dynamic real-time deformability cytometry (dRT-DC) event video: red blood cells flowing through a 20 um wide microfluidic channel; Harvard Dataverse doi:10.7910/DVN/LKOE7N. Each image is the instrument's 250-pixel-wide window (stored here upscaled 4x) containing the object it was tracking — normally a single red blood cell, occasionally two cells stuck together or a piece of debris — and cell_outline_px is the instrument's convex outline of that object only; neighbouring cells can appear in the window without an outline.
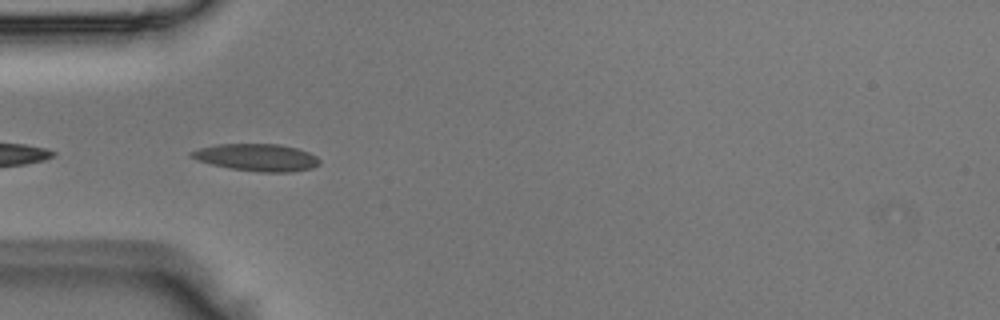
{"species": "Egyptian fruit bat (a non-hibernating species)", "species_latin": "Rousettus aegyptiacus", "temperature_condition": "room temperature", "stored_images_in_passage": 7, "camera_frame_rate_fps": 3000, "um_per_image_px": 0.085, "animal": {"sex": "male"}, "frame": {"image": 1, "passage_image": 1, "time_ms": 0.0, "image_size_px": [1000, 320], "cell_outline_px": [[320, 164], [312, 168], [292, 172], [260, 172], [228, 168], [212, 164], [188, 156], [188, 152], [200, 148], [216, 144], [280, 144], [296, 148], [308, 152], [316, 156], [320, 160]], "centroid_in_image_um": [21.84, 13.38], "position_along_channel_um": 63.2, "area_um2": 20.35}}
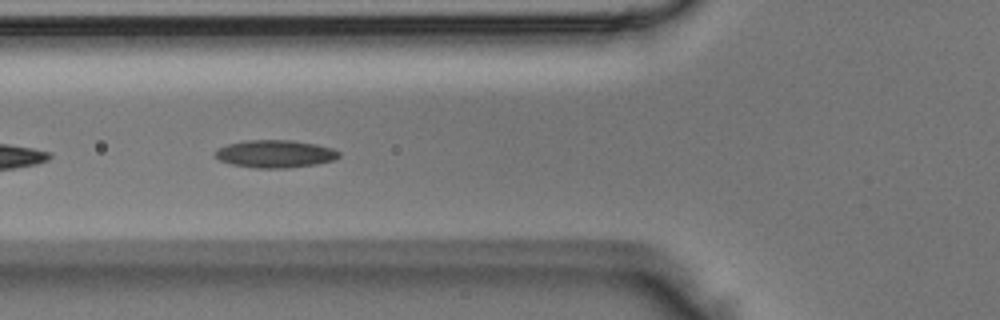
{"frame": {"image": 2, "passage_image": 4, "time_ms": 1.0, "image_size_px": [1000, 320], "cell_outline_px": [[340, 156], [336, 160], [316, 164], [288, 168], [256, 168], [232, 164], [220, 160], [216, 156], [216, 152], [220, 148], [228, 144], [244, 140], [292, 140], [316, 144], [332, 148], [340, 152]], "centroid_in_image_um": [23.44, 13.08], "position_along_channel_um": 102.4, "area_um2": 19.88}}